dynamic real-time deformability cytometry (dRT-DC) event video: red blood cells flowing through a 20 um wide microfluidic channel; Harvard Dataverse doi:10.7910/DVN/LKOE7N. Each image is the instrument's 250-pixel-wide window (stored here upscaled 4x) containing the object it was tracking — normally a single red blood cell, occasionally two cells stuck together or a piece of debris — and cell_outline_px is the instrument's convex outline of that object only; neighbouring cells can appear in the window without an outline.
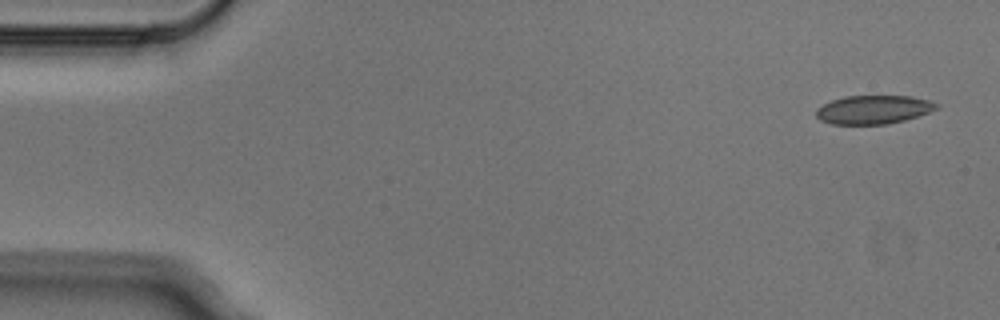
{"species": "Egyptian fruit bat (a non-hibernating species)", "species_latin": "Rousettus aegyptiacus", "temperature_condition": "cold", "stored_images_in_passage": 5, "camera_frame_rate_fps": 3000, "um_per_image_px": 0.085, "animal": {"sex": "male"}, "frame": {"image": 1, "passage_image": 1, "time_ms": 0.0, "image_size_px": [1000, 320], "cell_outline_px": [[940, 108], [904, 120], [888, 124], [832, 124], [820, 120], [816, 116], [816, 108], [832, 100], [844, 96], [912, 96], [928, 100], [940, 104]], "centroid_in_image_um": [74.25, 9.31], "position_along_channel_um": 10.8, "area_um2": 20.06}}
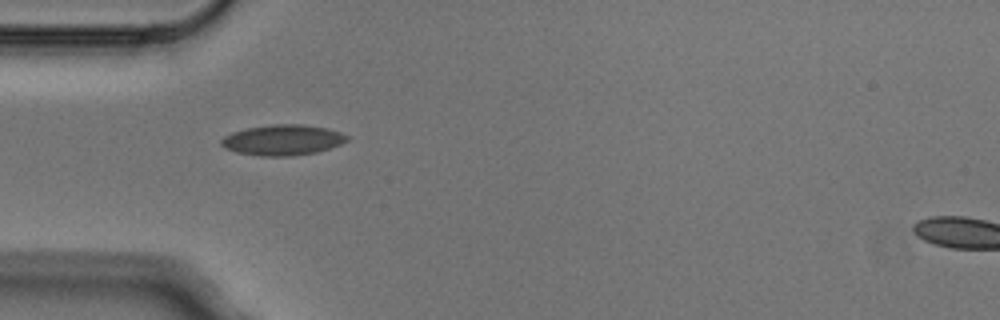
{"frame": {"image": 2, "passage_image": 4, "time_ms": 1.0, "image_size_px": [1000, 320], "cell_outline_px": [[348, 140], [340, 144], [316, 152], [292, 156], [260, 156], [236, 152], [224, 148], [220, 144], [220, 140], [224, 136], [232, 132], [248, 128], [272, 124], [304, 124], [328, 128], [340, 132], [348, 136]], "centroid_in_image_um": [24.0, 11.89], "position_along_channel_um": 61.0, "area_um2": 22.43}}
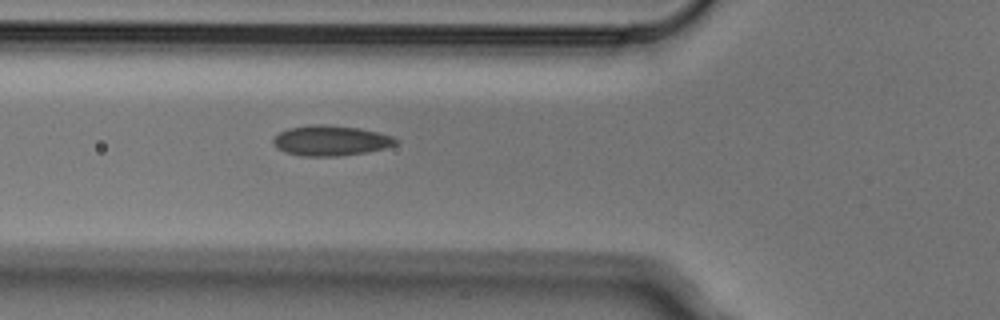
{"frame": {"image": 3, "passage_image": 5, "time_ms": 1.333, "image_size_px": [1000, 320], "cell_outline_px": [[400, 140], [396, 144], [384, 148], [364, 152], [336, 156], [304, 156], [284, 152], [276, 148], [272, 140], [280, 132], [288, 128], [312, 124], [328, 124], [360, 128], [392, 136]], "centroid_in_image_um": [28.09, 11.94], "position_along_channel_um": 97.7, "area_um2": 21.56}}